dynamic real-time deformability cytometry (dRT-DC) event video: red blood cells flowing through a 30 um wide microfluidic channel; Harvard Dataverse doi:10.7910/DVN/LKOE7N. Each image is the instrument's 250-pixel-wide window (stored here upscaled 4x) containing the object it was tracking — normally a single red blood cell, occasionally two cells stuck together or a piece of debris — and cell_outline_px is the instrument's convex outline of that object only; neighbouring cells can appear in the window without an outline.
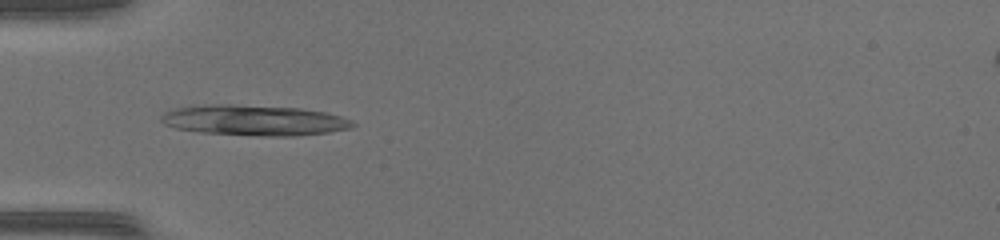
{"species": "common noctule bat (a hibernating species)", "species_latin": "Nyctalus noctula", "temperature_condition": "warm", "stored_images_in_passage": 46, "camera_frame_rate_fps": 3000, "um_per_image_px": 0.085, "animal": {"sex": "female", "body_mass_g": 17.0, "forearm_length_mm": 48.0}, "frame": {"image": 1, "passage_image": 15, "time_ms": 4.667, "image_size_px": [1000, 240], "cell_outline_px": [[356, 124], [348, 128], [328, 132], [296, 136], [260, 136], [200, 132], [176, 128], [164, 124], [160, 120], [160, 116], [164, 112], [176, 108], [192, 104], [232, 104], [300, 108], [324, 112], [340, 116], [352, 120]], "centroid_in_image_um": [21.54, 10.21], "position_along_channel_um": 63.5, "area_um2": 34.28}}
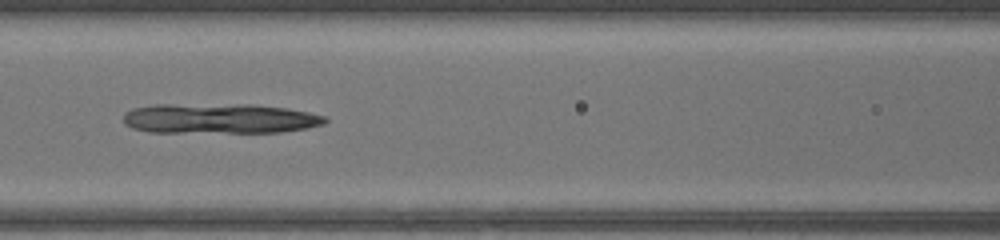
{"frame": {"image": 2, "passage_image": 21, "time_ms": 6.667, "image_size_px": [1000, 240], "cell_outline_px": [[328, 120], [324, 124], [308, 128], [280, 132], [148, 132], [132, 128], [124, 124], [124, 112], [132, 108], [152, 104], [248, 104], [288, 108], [308, 112], [324, 116]], "centroid_in_image_um": [18.63, 10.07], "position_along_channel_um": 148.0, "area_um2": 35.66}}
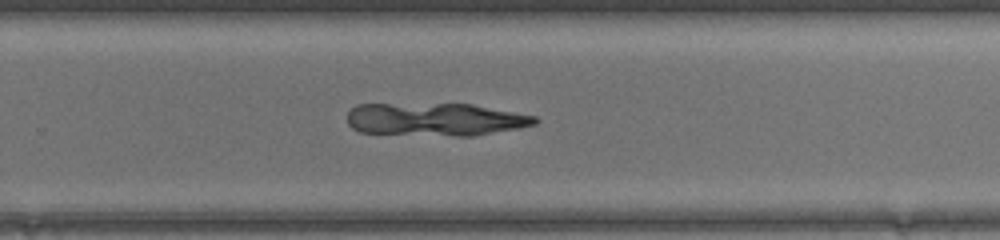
{"frame": {"image": 3, "passage_image": 31, "time_ms": 10.0, "image_size_px": [1000, 240], "cell_outline_px": [[540, 120], [536, 124], [520, 128], [472, 136], [452, 136], [360, 132], [352, 128], [348, 124], [348, 112], [356, 104], [472, 104], [536, 116]], "centroid_in_image_um": [37.03, 10.15], "position_along_channel_um": 292.8, "area_um2": 36.07}}